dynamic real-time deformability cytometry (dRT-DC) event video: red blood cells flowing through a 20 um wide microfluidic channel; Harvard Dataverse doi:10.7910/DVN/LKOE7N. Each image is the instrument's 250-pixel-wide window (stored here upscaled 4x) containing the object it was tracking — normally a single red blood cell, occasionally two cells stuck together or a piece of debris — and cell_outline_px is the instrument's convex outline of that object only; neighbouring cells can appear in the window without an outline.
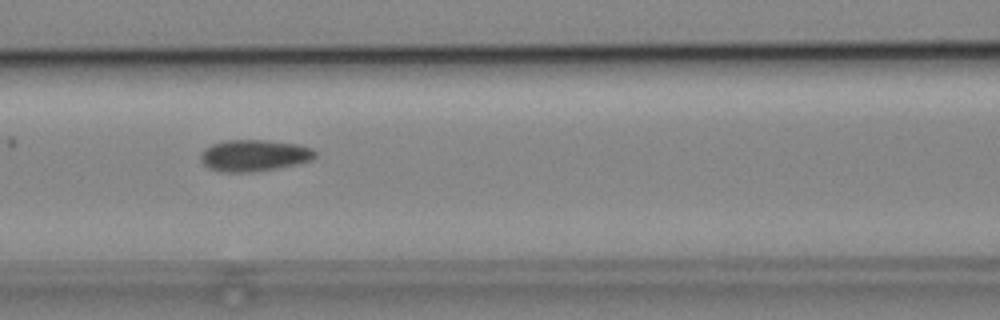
{"species": "common noctule bat (a hibernating species)", "species_latin": "Nyctalus noctula", "temperature_condition": "cold", "stored_images_in_passage": 8, "camera_frame_rate_fps": 3000, "um_per_image_px": 0.085, "animal": {"sex": "male", "body_mass_g": 19.2, "forearm_length_mm": 51.8}, "frame": {"image": 1, "passage_image": 7, "time_ms": 7.0, "image_size_px": [1000, 320], "cell_outline_px": [[316, 156], [312, 160], [276, 168], [252, 172], [224, 172], [208, 168], [200, 160], [200, 152], [204, 148], [212, 144], [224, 140], [264, 140], [300, 144], [312, 148], [316, 152]], "centroid_in_image_um": [21.58, 13.2], "position_along_channel_um": 145.0, "area_um2": 21.15}}
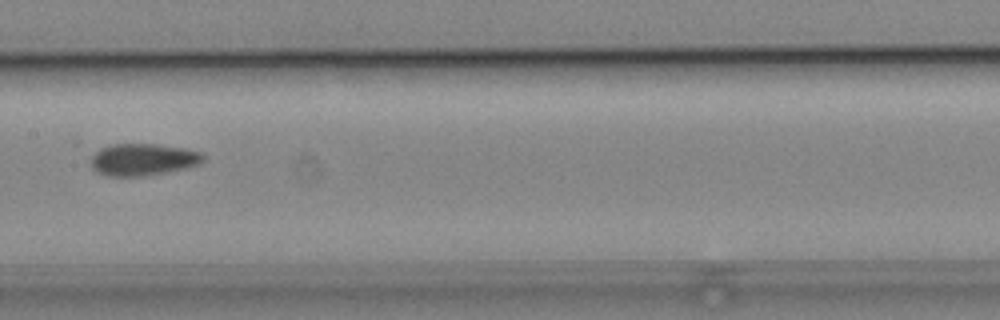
{"frame": {"image": 2, "passage_image": 8, "time_ms": 8.333, "image_size_px": [1000, 320], "cell_outline_px": [[204, 160], [196, 164], [164, 172], [140, 176], [108, 176], [96, 172], [92, 168], [92, 156], [100, 148], [112, 144], [156, 144], [184, 148], [200, 152], [204, 156]], "centroid_in_image_um": [12.1, 13.55], "position_along_channel_um": 195.3, "area_um2": 20.52}}